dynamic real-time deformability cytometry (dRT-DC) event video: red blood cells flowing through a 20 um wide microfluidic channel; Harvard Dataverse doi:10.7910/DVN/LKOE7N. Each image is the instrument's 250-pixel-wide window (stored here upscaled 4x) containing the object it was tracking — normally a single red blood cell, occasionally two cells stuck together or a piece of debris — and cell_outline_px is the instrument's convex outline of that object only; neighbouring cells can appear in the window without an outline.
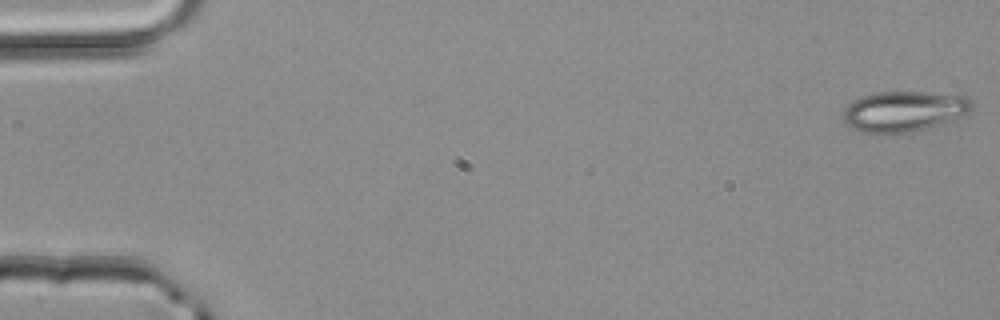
{"species": "common noctule bat (a hibernating species)", "species_latin": "Nyctalus noctula", "temperature_condition": "room temperature", "stored_images_in_passage": 10, "camera_frame_rate_fps": 3000, "um_per_image_px": 0.085, "animal": {"sex": "male", "body_mass_g": 20.4}, "frame": {"image": 1, "passage_image": 1, "time_ms": 0.0, "image_size_px": [1000, 320], "cell_outline_px": [[972, 108], [968, 112], [952, 120], [924, 128], [904, 132], [864, 132], [848, 124], [844, 120], [844, 108], [852, 100], [864, 96], [880, 92], [920, 92], [968, 96], [972, 104]], "centroid_in_image_um": [76.84, 9.43], "position_along_channel_um": 8.2, "area_um2": 29.48}}